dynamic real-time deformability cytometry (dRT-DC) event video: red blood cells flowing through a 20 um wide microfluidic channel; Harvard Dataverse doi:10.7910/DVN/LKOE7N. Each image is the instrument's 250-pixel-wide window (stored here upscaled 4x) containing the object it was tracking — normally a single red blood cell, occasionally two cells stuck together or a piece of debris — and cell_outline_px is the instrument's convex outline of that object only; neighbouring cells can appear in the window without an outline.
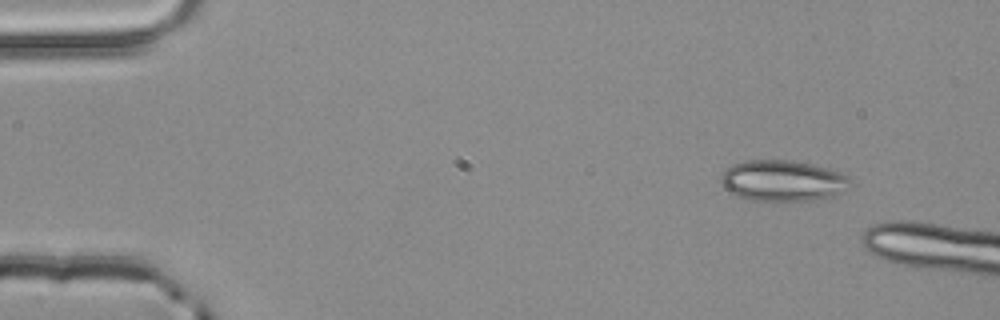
{"species": "common noctule bat (a hibernating species)", "species_latin": "Nyctalus noctula", "temperature_condition": "room temperature", "stored_images_in_passage": 3, "camera_frame_rate_fps": 3000, "um_per_image_px": 0.085, "animal": {"sex": "male", "body_mass_g": 20.4}, "frame": {"image": 1, "passage_image": 1, "time_ms": 0.0, "image_size_px": [1000, 320], "cell_outline_px": [[848, 180], [840, 192], [832, 196], [808, 200], [748, 200], [736, 196], [724, 188], [720, 180], [720, 176], [732, 164], [744, 160], [788, 160], [812, 164], [828, 168], [840, 172], [848, 176]], "centroid_in_image_um": [66.44, 15.34], "position_along_channel_um": 18.6, "area_um2": 30.4}}